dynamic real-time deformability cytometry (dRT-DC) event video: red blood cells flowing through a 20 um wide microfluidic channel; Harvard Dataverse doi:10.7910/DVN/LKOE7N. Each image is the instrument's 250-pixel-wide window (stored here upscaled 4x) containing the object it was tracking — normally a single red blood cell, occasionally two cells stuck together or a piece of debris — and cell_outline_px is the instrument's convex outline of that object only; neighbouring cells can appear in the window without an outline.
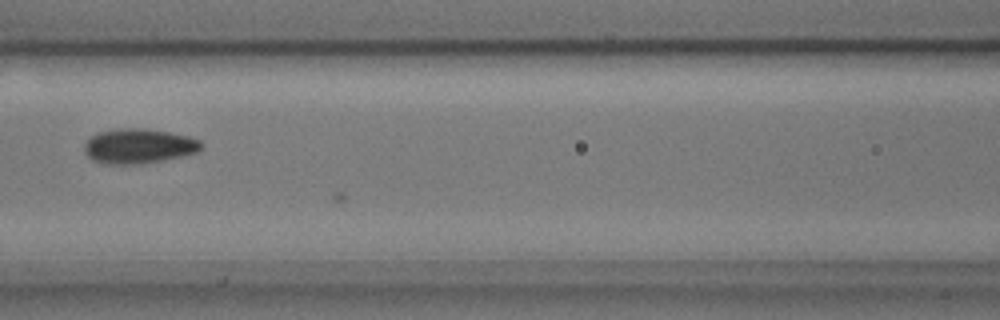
{"species": "common noctule bat (a hibernating species)", "species_latin": "Nyctalus noctula", "temperature_condition": "cold", "stored_images_in_passage": 8, "camera_frame_rate_fps": 3000, "um_per_image_px": 0.085, "animal": {"sex": "male", "body_mass_g": 17.9, "forearm_length_mm": 54.2}, "frame": {"image": 1, "passage_image": 5, "time_ms": 1.333, "image_size_px": [1000, 320], "cell_outline_px": [[204, 148], [196, 152], [184, 156], [140, 164], [104, 164], [92, 160], [84, 152], [84, 144], [96, 132], [120, 128], [144, 128], [168, 132], [188, 136], [200, 140], [204, 144]], "centroid_in_image_um": [11.8, 12.42], "position_along_channel_um": 154.8, "area_um2": 23.93}}
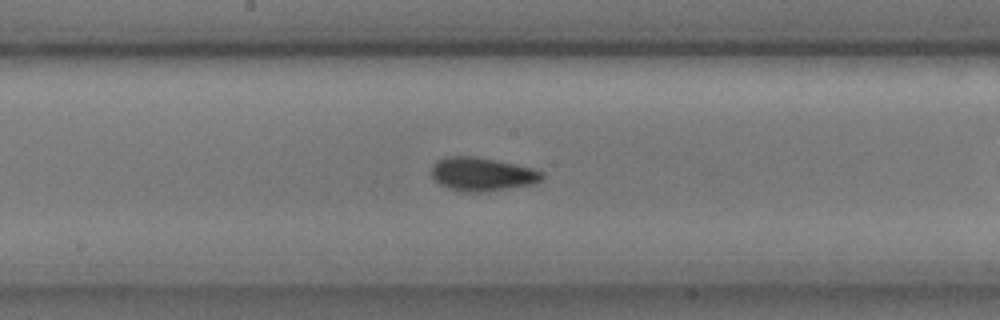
{"frame": {"image": 2, "passage_image": 8, "time_ms": 2.333, "image_size_px": [1000, 320], "cell_outline_px": [[544, 176], [540, 180], [532, 184], [484, 192], [464, 192], [448, 188], [440, 184], [432, 176], [432, 164], [436, 160], [444, 156], [472, 156], [496, 160], [532, 168], [544, 172]], "centroid_in_image_um": [40.95, 14.8], "position_along_channel_um": 207.3, "area_um2": 21.56}}